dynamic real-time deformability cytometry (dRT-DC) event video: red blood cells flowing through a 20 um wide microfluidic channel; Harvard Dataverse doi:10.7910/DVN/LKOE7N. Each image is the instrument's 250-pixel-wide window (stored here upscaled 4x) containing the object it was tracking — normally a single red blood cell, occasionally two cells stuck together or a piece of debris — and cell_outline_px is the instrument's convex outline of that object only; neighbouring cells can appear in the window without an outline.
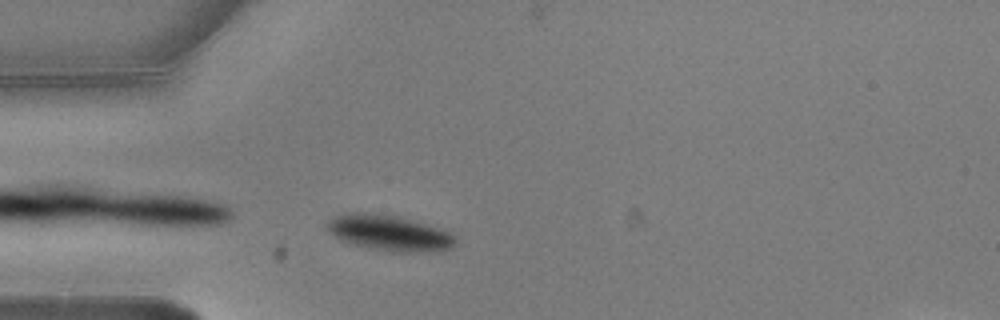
{"species": "common noctule bat (a hibernating species)", "species_latin": "Nyctalus noctula", "temperature_condition": "warm", "stored_images_in_passage": 3, "camera_frame_rate_fps": 3000, "um_per_image_px": 0.085, "animal": {"sex": "male", "body_mass_g": 20.5, "forearm_length_mm": 52.5}, "frame": {"image": 1, "passage_image": 3, "time_ms": 0.667, "image_size_px": [1000, 320], "cell_outline_px": [[456, 244], [452, 248], [428, 252], [392, 252], [368, 248], [340, 240], [328, 232], [328, 220], [336, 216], [348, 212], [376, 212], [396, 216], [444, 228], [456, 240]], "centroid_in_image_um": [33.09, 19.79], "position_along_channel_um": 51.9, "area_um2": 26.93}}